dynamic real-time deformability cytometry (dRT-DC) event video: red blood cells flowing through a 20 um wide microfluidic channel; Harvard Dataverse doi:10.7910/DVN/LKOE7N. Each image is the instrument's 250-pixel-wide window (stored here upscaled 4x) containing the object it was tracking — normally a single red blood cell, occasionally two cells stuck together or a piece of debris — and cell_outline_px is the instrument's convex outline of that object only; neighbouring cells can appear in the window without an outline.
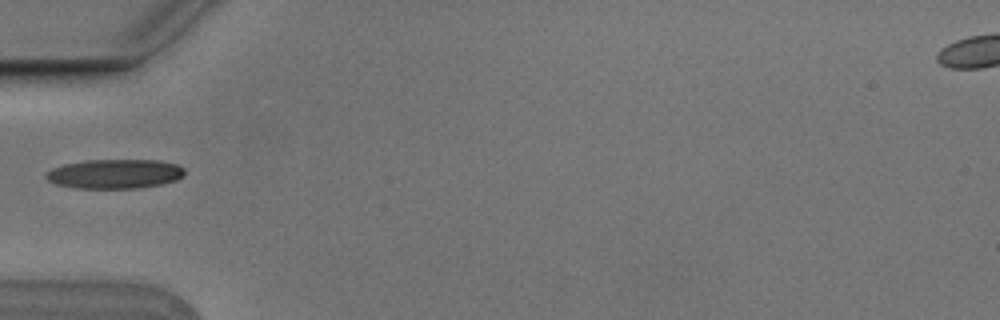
{"species": "Egyptian fruit bat (a non-hibernating species)", "species_latin": "Rousettus aegyptiacus", "temperature_condition": "cold", "stored_images_in_passage": 4, "camera_frame_rate_fps": 3000, "um_per_image_px": 0.085, "animal": {"sex": "male"}, "frame": {"image": 1, "passage_image": 3, "time_ms": 0.667, "image_size_px": [1000, 320], "cell_outline_px": [[184, 176], [176, 180], [160, 184], [136, 188], [76, 188], [56, 184], [48, 180], [44, 176], [44, 172], [52, 168], [64, 164], [84, 160], [160, 160], [176, 164], [184, 168]], "centroid_in_image_um": [9.73, 14.77], "position_along_channel_um": 75.3, "area_um2": 23.81}}